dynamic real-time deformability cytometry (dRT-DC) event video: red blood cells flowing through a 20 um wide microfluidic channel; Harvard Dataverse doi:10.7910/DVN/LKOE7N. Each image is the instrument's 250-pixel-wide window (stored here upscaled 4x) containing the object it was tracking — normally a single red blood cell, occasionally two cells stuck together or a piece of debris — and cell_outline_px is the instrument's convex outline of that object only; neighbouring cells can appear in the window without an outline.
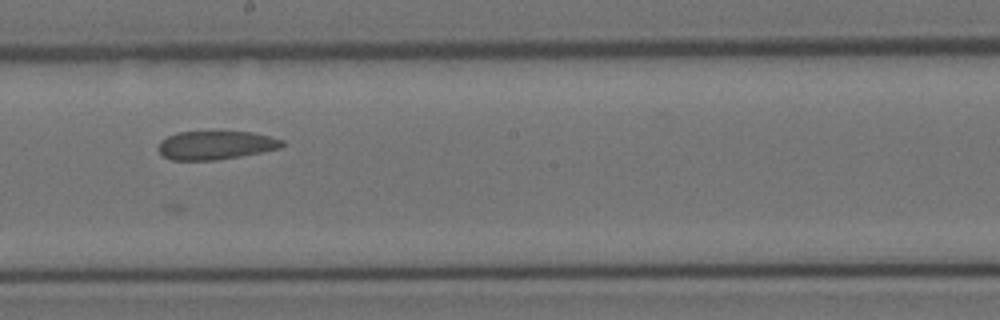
{"species": "Egyptian fruit bat (a non-hibernating species)", "species_latin": "Rousettus aegyptiacus", "temperature_condition": "room temperature", "stored_images_in_passage": 11, "camera_frame_rate_fps": 3000, "um_per_image_px": 0.085, "animal": {"sex": "female"}, "frame": {"image": 1, "passage_image": 10, "time_ms": 3.0, "image_size_px": [1000, 320], "cell_outline_px": [[284, 144], [280, 148], [240, 156], [216, 160], [172, 160], [164, 156], [156, 148], [160, 140], [176, 132], [252, 132], [284, 140]], "centroid_in_image_um": [18.3, 12.34], "position_along_channel_um": 229.9, "area_um2": 20.52}}
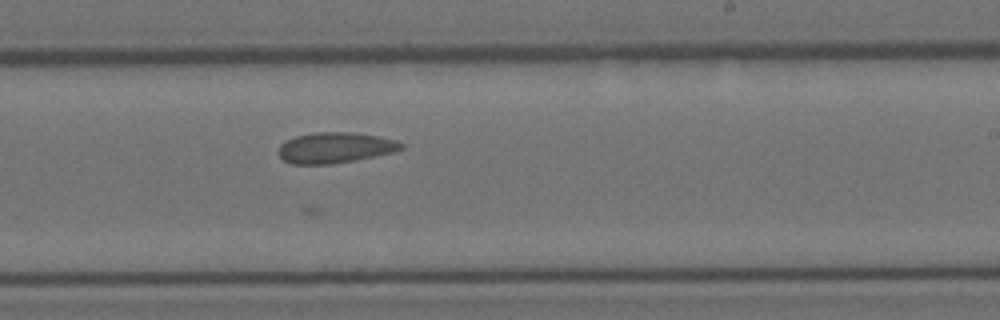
{"frame": {"image": 2, "passage_image": 11, "time_ms": 3.333, "image_size_px": [1000, 320], "cell_outline_px": [[404, 148], [396, 152], [376, 156], [332, 164], [292, 164], [284, 160], [276, 152], [280, 144], [296, 136], [316, 132], [352, 132], [376, 136], [396, 140], [404, 144]], "centroid_in_image_um": [28.49, 12.56], "position_along_channel_um": 260.5, "area_um2": 22.02}}